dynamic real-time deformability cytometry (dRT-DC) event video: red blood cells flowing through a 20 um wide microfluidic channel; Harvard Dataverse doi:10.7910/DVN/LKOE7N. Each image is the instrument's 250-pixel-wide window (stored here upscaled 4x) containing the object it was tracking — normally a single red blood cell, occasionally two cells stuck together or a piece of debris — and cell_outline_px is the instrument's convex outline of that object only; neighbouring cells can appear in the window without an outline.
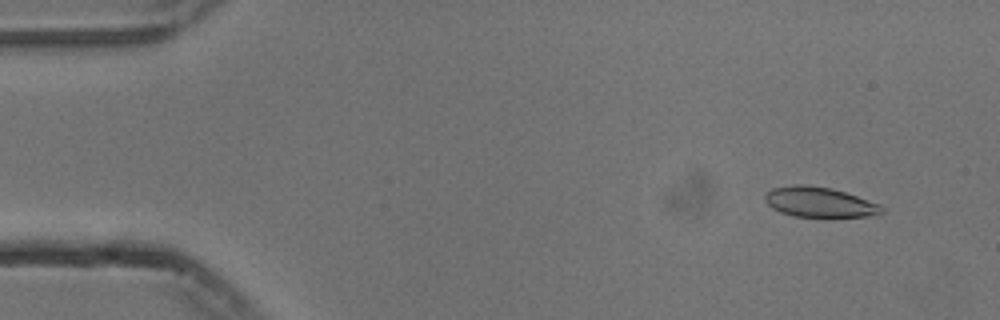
{"species": "common noctule bat (a hibernating species)", "species_latin": "Nyctalus noctula", "temperature_condition": "cold", "stored_images_in_passage": 54, "camera_frame_rate_fps": 3000, "um_per_image_px": 0.085, "animal": {"sex": "male", "body_mass_g": 13.3}, "frame": {"image": 1, "passage_image": 4, "time_ms": 1.0, "image_size_px": [1000, 320], "cell_outline_px": [[884, 212], [872, 216], [832, 220], [824, 220], [792, 216], [780, 212], [772, 208], [764, 200], [764, 196], [772, 188], [792, 184], [808, 184], [832, 188], [880, 204], [884, 208]], "centroid_in_image_um": [69.68, 17.24], "position_along_channel_um": 15.3, "area_um2": 21.73}}
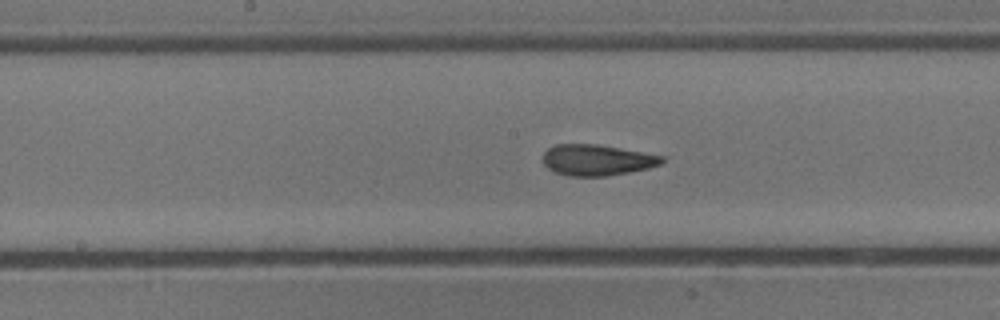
{"frame": {"image": 2, "passage_image": 27, "time_ms": 8.667, "image_size_px": [1000, 320], "cell_outline_px": [[664, 160], [660, 164], [648, 168], [628, 172], [604, 176], [568, 176], [556, 172], [548, 168], [544, 164], [544, 152], [548, 148], [556, 144], [596, 144], [620, 148], [664, 156]], "centroid_in_image_um": [50.73, 13.6], "position_along_channel_um": 197.5, "area_um2": 21.27}}
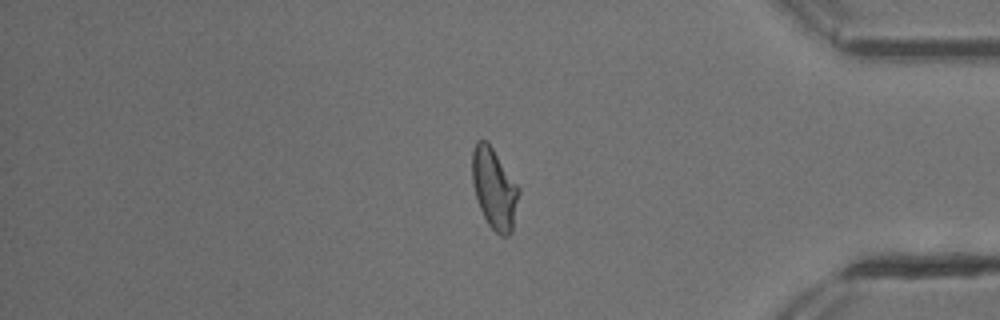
{"frame": {"image": 3, "passage_image": 45, "time_ms": 14.667, "image_size_px": [1000, 320], "cell_outline_px": [[520, 192], [512, 232], [508, 236], [500, 236], [488, 224], [480, 208], [472, 184], [472, 152], [476, 140], [488, 140], [520, 188]], "centroid_in_image_um": [42.02, 16.01], "position_along_channel_um": 393.2, "area_um2": 22.14}, "authors_computed_cell_mechanics": {"area_um2": 21.6172, "velocity_mm_per_s": 3.7485, "shape_relaxation_time_tau1_ms": 4.9084, "shape_relaxation_time_tau2_ms": 1.761, "deformation_change_tau1": 0.149, "deformation_change_tau2": 0.0812}}